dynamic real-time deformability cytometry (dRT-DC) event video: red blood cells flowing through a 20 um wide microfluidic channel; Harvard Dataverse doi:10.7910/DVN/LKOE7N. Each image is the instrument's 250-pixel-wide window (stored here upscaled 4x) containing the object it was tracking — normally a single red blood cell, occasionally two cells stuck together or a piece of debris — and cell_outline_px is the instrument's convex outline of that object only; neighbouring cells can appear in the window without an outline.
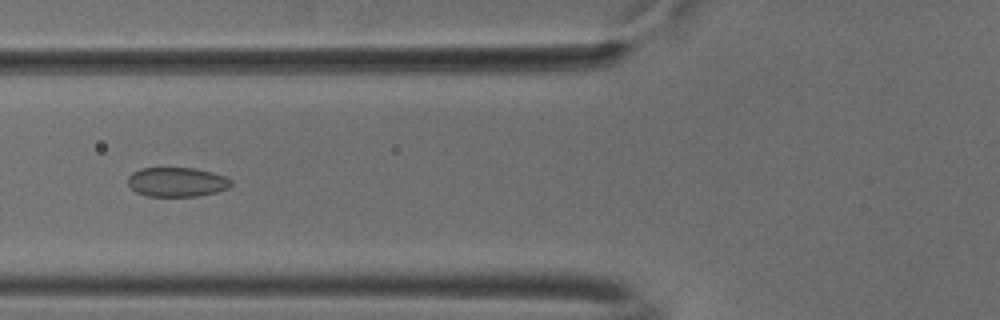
{"species": "common noctule bat (a hibernating species)", "species_latin": "Nyctalus noctula", "temperature_condition": "cold", "stored_images_in_passage": 54, "camera_frame_rate_fps": 3000, "um_per_image_px": 0.085, "animal": {"sex": "male", "body_mass_g": 18.8}, "frame": {"image": 1, "passage_image": 21, "time_ms": 6.667, "image_size_px": [1000, 320], "cell_outline_px": [[232, 184], [228, 188], [216, 192], [196, 196], [148, 196], [136, 192], [128, 184], [128, 176], [132, 172], [140, 168], [196, 168], [212, 172], [224, 176], [232, 180]], "centroid_in_image_um": [15.03, 15.46], "position_along_channel_um": 110.8, "area_um2": 17.69}}
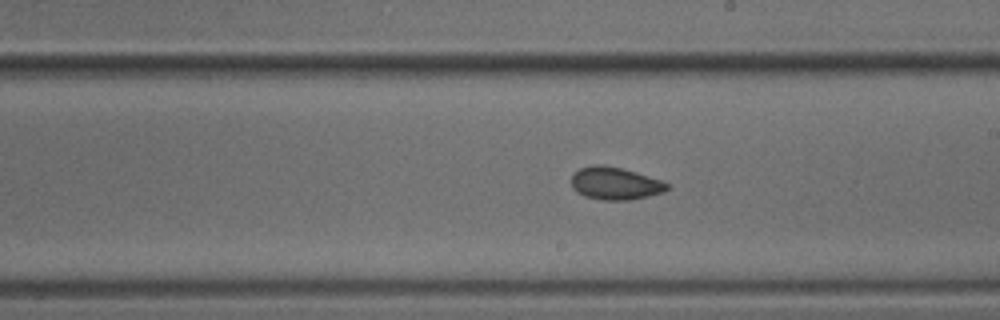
{"frame": {"image": 2, "passage_image": 31, "time_ms": 10.0, "image_size_px": [1000, 320], "cell_outline_px": [[668, 188], [664, 192], [628, 200], [600, 200], [584, 196], [576, 192], [572, 188], [572, 172], [580, 168], [592, 164], [604, 164], [636, 172], [664, 180], [668, 184]], "centroid_in_image_um": [52.26, 15.58], "position_along_channel_um": 236.7, "area_um2": 18.38}}
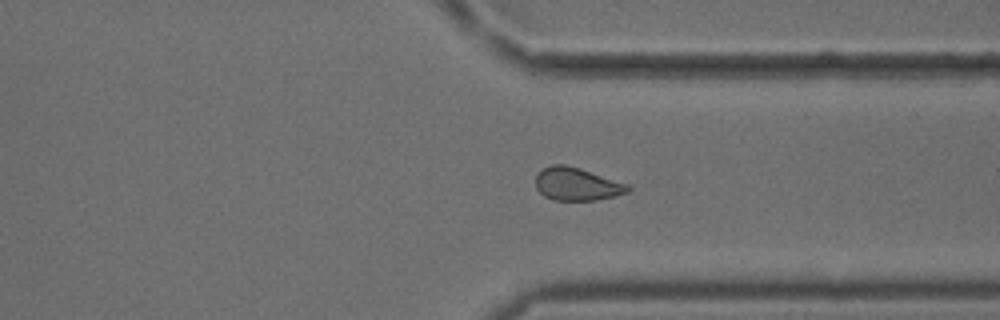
{"frame": {"image": 3, "passage_image": 41, "time_ms": 13.333, "image_size_px": [1000, 320], "cell_outline_px": [[632, 188], [628, 192], [616, 196], [596, 200], [552, 200], [544, 196], [536, 188], [536, 172], [552, 164], [564, 164], [580, 168], [628, 184]], "centroid_in_image_um": [49.03, 15.65], "position_along_channel_um": 362.4, "area_um2": 17.8}, "authors_computed_cell_mechanics": {"area_um2": 18.3804, "velocity_mm_per_s": 3.768, "shape_relaxation_time_tau1_ms": null, "shape_relaxation_time_tau2_ms": 2.0707, "deformation_change_tau1": null, "deformation_change_tau2": 0.0502}}